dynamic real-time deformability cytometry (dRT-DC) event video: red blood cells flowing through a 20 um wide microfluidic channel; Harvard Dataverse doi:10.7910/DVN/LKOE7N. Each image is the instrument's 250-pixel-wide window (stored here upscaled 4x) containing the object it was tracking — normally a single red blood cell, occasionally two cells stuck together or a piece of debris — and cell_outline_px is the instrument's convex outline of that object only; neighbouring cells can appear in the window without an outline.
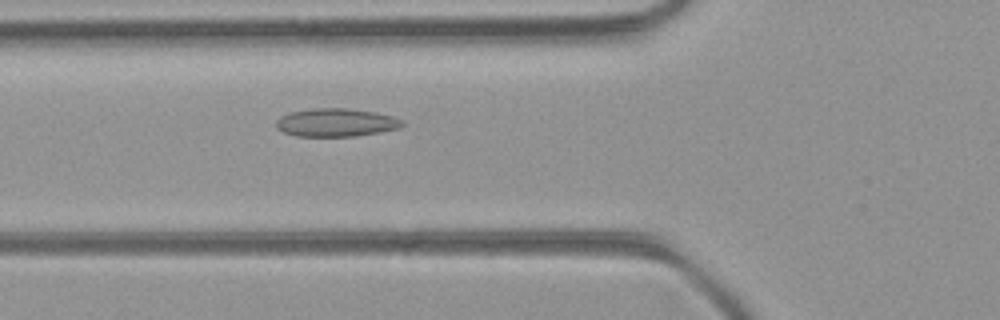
{"species": "common noctule bat (a hibernating species)", "species_latin": "Nyctalus noctula", "temperature_condition": "room temperature", "stored_images_in_passage": 46, "camera_frame_rate_fps": 3000, "um_per_image_px": 0.085, "animal": {"sex": "female", "body_mass_g": 21.9}, "frame": {"image": 1, "passage_image": 14, "time_ms": 4.333, "image_size_px": [1000, 320], "cell_outline_px": [[404, 124], [400, 128], [380, 132], [356, 136], [296, 136], [284, 132], [276, 128], [276, 120], [280, 116], [292, 112], [312, 108], [348, 108], [376, 112], [392, 116], [400, 120]], "centroid_in_image_um": [28.55, 10.41], "position_along_channel_um": 97.2, "area_um2": 20.69}}
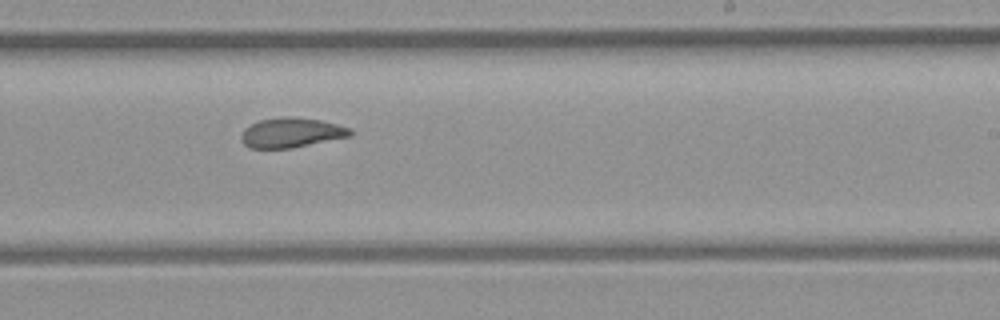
{"frame": {"image": 2, "passage_image": 26, "time_ms": 8.333, "image_size_px": [1000, 320], "cell_outline_px": [[352, 136], [292, 148], [252, 148], [244, 144], [240, 140], [240, 136], [244, 128], [260, 120], [280, 116], [292, 116], [320, 120], [352, 128]], "centroid_in_image_um": [24.77, 11.27], "position_along_channel_um": 264.2, "area_um2": 19.07}}
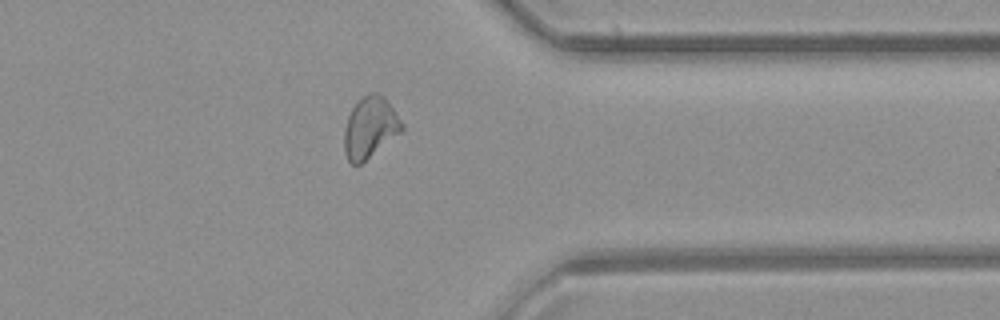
{"frame": {"image": 3, "passage_image": 35, "time_ms": 11.333, "image_size_px": [1000, 320], "cell_outline_px": [[404, 128], [400, 132], [360, 164], [352, 164], [348, 160], [344, 152], [344, 128], [348, 116], [352, 108], [364, 96], [372, 92], [376, 92], [384, 96], [404, 124]], "centroid_in_image_um": [31.44, 10.83], "position_along_channel_um": 380.0, "area_um2": 20.17}, "authors_computed_cell_mechanics": {"area_um2": 20.2011, "velocity_mm_per_s": 4.1679, "shape_relaxation_time_tau1_ms": null, "shape_relaxation_time_tau2_ms": 2.9116, "deformation_change_tau1": null, "deformation_change_tau2": 0.074}}